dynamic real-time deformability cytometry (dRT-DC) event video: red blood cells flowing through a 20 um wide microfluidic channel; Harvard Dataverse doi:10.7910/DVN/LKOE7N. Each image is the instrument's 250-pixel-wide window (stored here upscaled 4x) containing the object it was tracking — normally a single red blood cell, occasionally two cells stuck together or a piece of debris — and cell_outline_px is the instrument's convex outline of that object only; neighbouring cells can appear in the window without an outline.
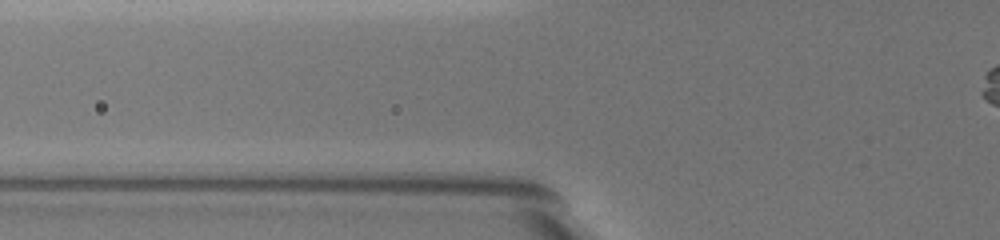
{"species": "common noctule bat (a hibernating species)", "species_latin": "Nyctalus noctula", "temperature_condition": "warm", "stored_images_in_passage": 3, "segment_of_instrument_passage": [2, 2], "camera_frame_rate_fps": 3000, "um_per_image_px": 0.085, "animal": {"sex": "female", "body_mass_g": 19.5, "forearm_length_mm": 54.1}, "frame": {"image": 1, "passage_image": 3, "time_ms": 0.667, "image_size_px": [1000, 240], "cell_outline_px": [[748, 208], [744, 220], [740, 224], [732, 220], [684, 172], [664, 148], [660, 136], [660, 132], [668, 116], [696, 140], [740, 192]], "centroid_in_image_um": [59.75, 14.48], "position_along_channel_um": 66.0, "area_um2": 23.24}}